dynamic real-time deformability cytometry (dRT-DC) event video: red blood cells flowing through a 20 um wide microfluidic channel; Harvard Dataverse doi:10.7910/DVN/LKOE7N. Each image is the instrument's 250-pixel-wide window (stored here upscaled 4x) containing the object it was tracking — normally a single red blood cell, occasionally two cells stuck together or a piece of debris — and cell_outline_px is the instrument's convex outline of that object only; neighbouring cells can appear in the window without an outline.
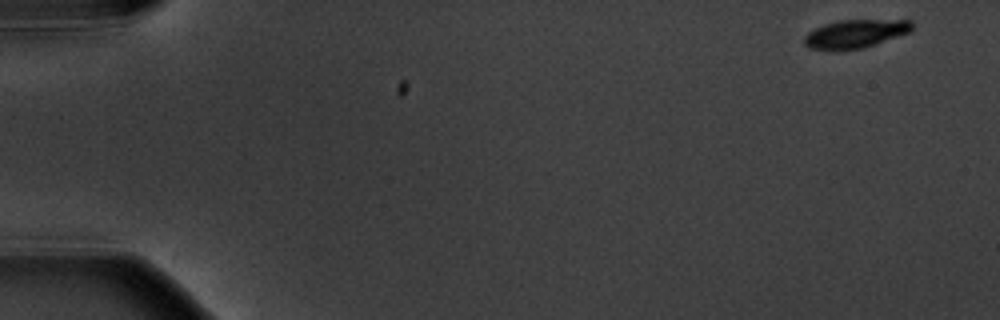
{"species": "common noctule bat (a hibernating species)", "species_latin": "Nyctalus noctula", "temperature_condition": "warm", "stored_images_in_passage": 5, "camera_frame_rate_fps": 3000, "um_per_image_px": 0.085, "animal": {"sex": "male", "body_mass_g": 20.1, "forearm_length_mm": 53.5}, "frame": {"image": 1, "passage_image": 1, "time_ms": 0.0, "image_size_px": [1000, 320], "cell_outline_px": [[912, 32], [864, 48], [840, 52], [832, 52], [808, 48], [804, 44], [804, 36], [808, 32], [824, 24], [840, 20], [912, 20]], "centroid_in_image_um": [72.68, 2.91], "position_along_channel_um": 12.3, "area_um2": 18.38}}
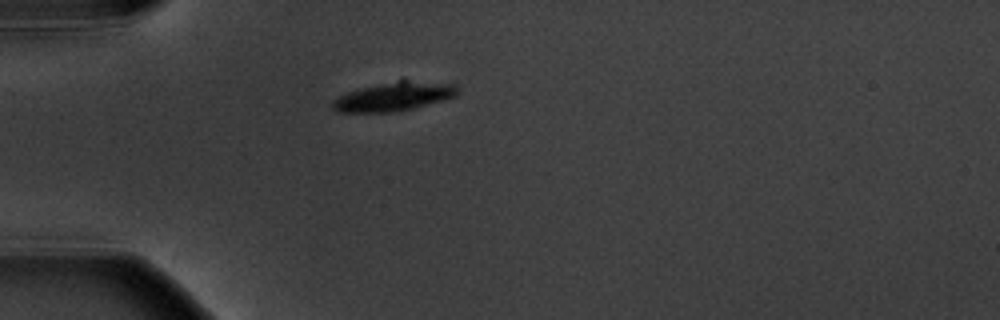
{"frame": {"image": 2, "passage_image": 5, "time_ms": 4.667, "image_size_px": [1000, 320], "cell_outline_px": [[460, 88], [456, 96], [412, 108], [396, 112], [340, 112], [332, 108], [332, 100], [348, 92], [360, 88], [396, 80], [404, 80], [456, 84]], "centroid_in_image_um": [33.49, 8.2], "position_along_channel_um": 51.5, "area_um2": 20.81}}